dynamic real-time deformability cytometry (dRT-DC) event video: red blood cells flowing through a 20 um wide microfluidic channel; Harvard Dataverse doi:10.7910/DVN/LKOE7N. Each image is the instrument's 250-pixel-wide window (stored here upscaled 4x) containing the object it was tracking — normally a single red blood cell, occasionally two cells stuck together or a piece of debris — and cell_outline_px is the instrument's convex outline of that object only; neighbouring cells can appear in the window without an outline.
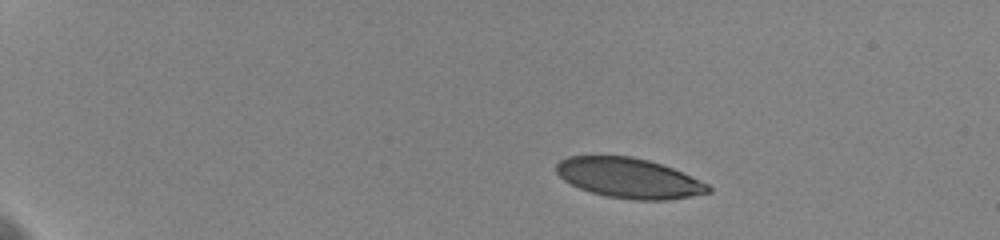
{"species": "human", "species_latin": "Homo sapiens", "temperature_condition": "cold", "stored_images_in_passage": 23, "camera_frame_rate_fps": 3000, "um_per_image_px": 0.085, "donor": {"sex": "female"}, "frame": {"image": 1, "passage_image": 1, "time_ms": 0.0, "image_size_px": [1000, 240], "cell_outline_px": [[712, 192], [692, 196], [668, 200], [632, 200], [604, 196], [580, 188], [564, 180], [556, 172], [556, 164], [560, 160], [568, 156], [632, 156], [648, 160], [672, 168], [708, 184], [712, 188]], "centroid_in_image_um": [53.46, 15.14], "position_along_channel_um": 31.5, "area_um2": 35.37}}
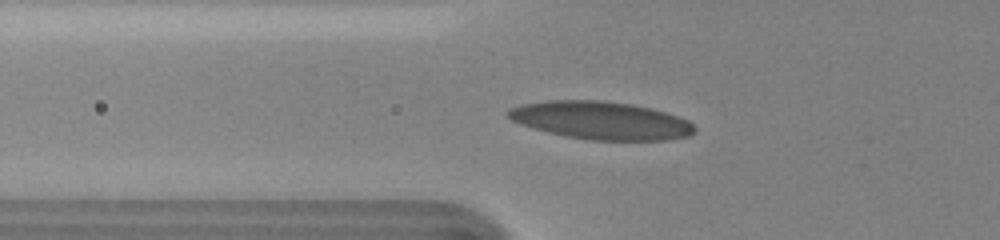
{"frame": {"image": 2, "passage_image": 16, "time_ms": 4.0, "image_size_px": [1000, 240], "cell_outline_px": [[696, 132], [688, 136], [664, 140], [592, 140], [568, 136], [548, 132], [520, 124], [504, 116], [504, 112], [508, 108], [524, 104], [548, 100], [600, 100], [632, 104], [652, 108], [688, 120], [696, 128]], "centroid_in_image_um": [51.05, 10.23], "position_along_channel_um": 74.7, "area_um2": 41.15}}